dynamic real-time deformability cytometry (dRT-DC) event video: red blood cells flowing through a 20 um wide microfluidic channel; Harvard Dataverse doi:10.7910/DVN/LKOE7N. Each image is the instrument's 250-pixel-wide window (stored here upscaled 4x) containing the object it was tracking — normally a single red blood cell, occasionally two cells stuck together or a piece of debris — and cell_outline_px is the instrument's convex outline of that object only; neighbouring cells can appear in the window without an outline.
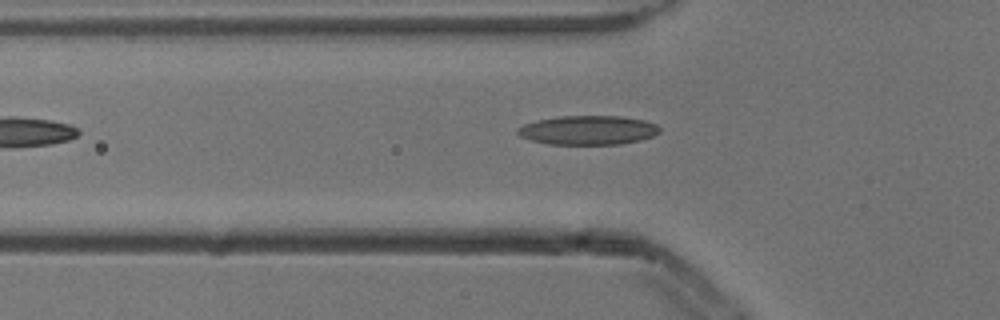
{"species": "common noctule bat (a hibernating species)", "species_latin": "Nyctalus noctula", "temperature_condition": "cold", "stored_images_in_passage": 4, "camera_frame_rate_fps": 3000, "um_per_image_px": 0.085, "animal": {"sex": "male", "body_mass_g": 13.3}, "frame": {"image": 1, "passage_image": 4, "time_ms": 1.0, "image_size_px": [1000, 320], "cell_outline_px": [[660, 132], [652, 136], [640, 140], [620, 144], [548, 144], [532, 140], [520, 136], [516, 132], [516, 128], [524, 124], [540, 120], [560, 116], [620, 116], [644, 120], [656, 124], [660, 128]], "centroid_in_image_um": [49.99, 11.06], "position_along_channel_um": 75.8, "area_um2": 23.99}}